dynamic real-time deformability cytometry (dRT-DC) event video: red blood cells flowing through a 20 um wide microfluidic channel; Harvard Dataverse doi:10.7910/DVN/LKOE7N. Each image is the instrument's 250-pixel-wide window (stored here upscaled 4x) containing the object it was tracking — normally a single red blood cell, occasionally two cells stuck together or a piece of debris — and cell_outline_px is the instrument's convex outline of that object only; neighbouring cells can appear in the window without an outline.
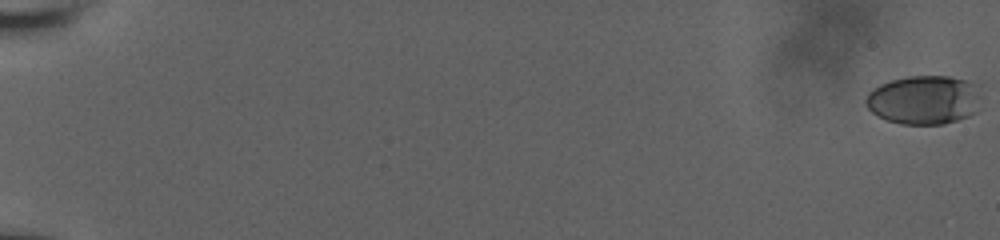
{"species": "human", "species_latin": "Homo sapiens", "temperature_condition": "room temperature", "stored_images_in_passage": 21, "camera_frame_rate_fps": 3000, "um_per_image_px": 0.085, "donor": {"sex": "male"}, "frame": {"image": 1, "passage_image": 1, "time_ms": 0.0, "image_size_px": [1000, 240], "cell_outline_px": [[980, 84], [976, 112], [968, 116], [944, 124], [900, 124], [876, 116], [864, 104], [864, 100], [868, 92], [872, 88], [880, 84], [892, 80], [908, 76], [948, 76], [968, 80]], "centroid_in_image_um": [78.52, 8.48], "position_along_channel_um": 6.5, "area_um2": 33.18}}
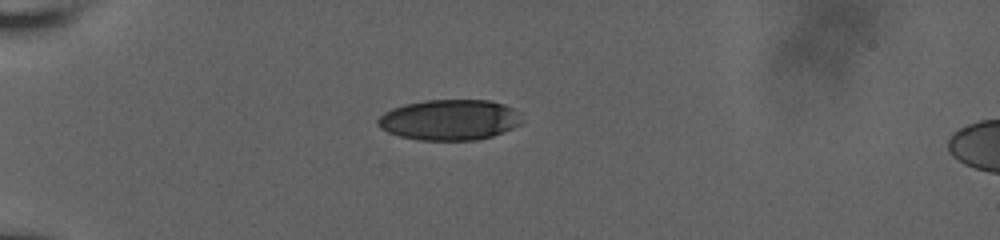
{"frame": {"image": 2, "passage_image": 15, "time_ms": 6.333, "image_size_px": [1000, 240], "cell_outline_px": [[524, 120], [520, 124], [504, 132], [492, 136], [476, 140], [420, 140], [400, 136], [388, 132], [380, 128], [376, 124], [376, 120], [384, 112], [392, 108], [404, 104], [424, 100], [488, 100], [504, 104], [520, 112]], "centroid_in_image_um": [38.22, 10.18], "position_along_channel_um": 46.8, "area_um2": 34.39}}
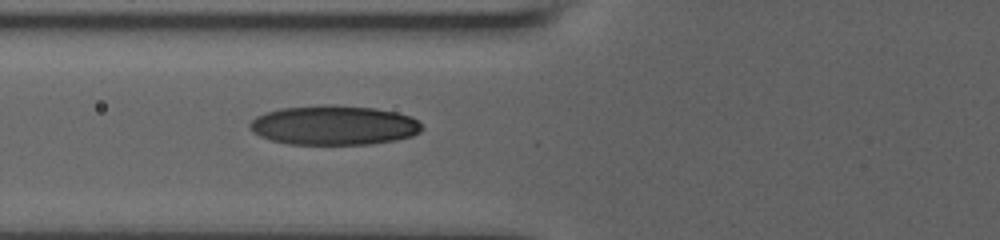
{"frame": {"image": 3, "passage_image": 21, "time_ms": 8.667, "image_size_px": [1000, 240], "cell_outline_px": [[424, 128], [420, 132], [412, 136], [396, 140], [372, 144], [288, 144], [272, 140], [260, 136], [252, 132], [248, 128], [248, 124], [256, 116], [280, 108], [324, 104], [332, 104], [376, 108], [396, 112], [412, 116]], "centroid_in_image_um": [28.38, 10.64], "position_along_channel_um": 97.4, "area_um2": 39.94}}